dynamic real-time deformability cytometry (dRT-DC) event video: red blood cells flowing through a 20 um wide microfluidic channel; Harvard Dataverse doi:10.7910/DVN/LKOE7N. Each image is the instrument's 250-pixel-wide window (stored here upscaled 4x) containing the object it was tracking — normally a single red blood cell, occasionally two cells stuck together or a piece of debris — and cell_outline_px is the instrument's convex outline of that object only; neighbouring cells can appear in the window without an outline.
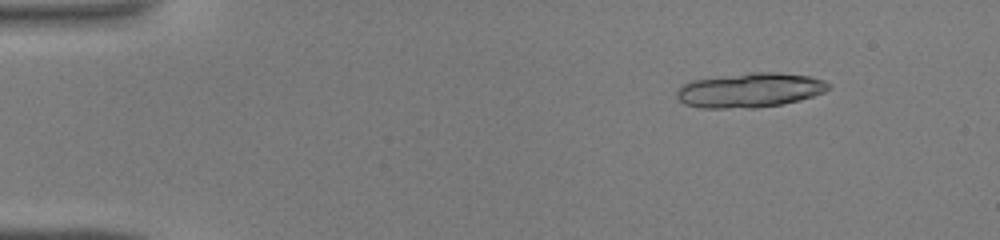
{"species": "common noctule bat (a hibernating species)", "species_latin": "Nyctalus noctula", "temperature_condition": "warm", "stored_images_in_passage": 17, "camera_frame_rate_fps": 3000, "um_per_image_px": 0.085, "animal": {"sex": "male", "body_mass_g": 19.0, "forearm_length_mm": 50.8}, "frame": {"image": 1, "passage_image": 6, "time_ms": 1.667, "image_size_px": [1000, 240], "cell_outline_px": [[832, 88], [824, 92], [800, 100], [780, 104], [756, 108], [700, 108], [684, 104], [676, 96], [676, 92], [684, 84], [692, 80], [748, 72], [780, 72], [808, 76], [824, 80], [832, 84]], "centroid_in_image_um": [63.77, 7.66], "position_along_channel_um": 21.2, "area_um2": 30.75}}